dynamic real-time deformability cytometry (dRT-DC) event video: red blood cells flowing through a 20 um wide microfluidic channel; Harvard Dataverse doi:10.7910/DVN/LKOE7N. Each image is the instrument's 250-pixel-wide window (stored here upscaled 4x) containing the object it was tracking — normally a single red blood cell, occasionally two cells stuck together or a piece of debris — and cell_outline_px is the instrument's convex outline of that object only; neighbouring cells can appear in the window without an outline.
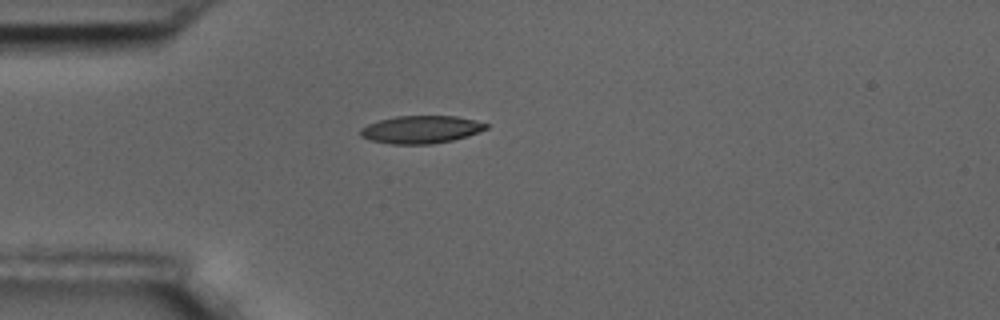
{"species": "common noctule bat (a hibernating species)", "species_latin": "Nyctalus noctula", "temperature_condition": "room temperature", "stored_images_in_passage": 1, "camera_frame_rate_fps": 3000, "um_per_image_px": 0.085, "animal": {"sex": "male", "body_mass_g": 17.5, "forearm_length_mm": 52.3}, "frame": {"image": 1, "passage_image": 1, "time_ms": 0.0, "image_size_px": [1000, 320], "cell_outline_px": [[488, 128], [452, 140], [432, 144], [392, 144], [372, 140], [360, 136], [360, 128], [368, 124], [380, 120], [396, 116], [456, 116], [476, 120], [488, 124]], "centroid_in_image_um": [35.76, 11.0], "position_along_channel_um": 49.2, "area_um2": 20.06}}